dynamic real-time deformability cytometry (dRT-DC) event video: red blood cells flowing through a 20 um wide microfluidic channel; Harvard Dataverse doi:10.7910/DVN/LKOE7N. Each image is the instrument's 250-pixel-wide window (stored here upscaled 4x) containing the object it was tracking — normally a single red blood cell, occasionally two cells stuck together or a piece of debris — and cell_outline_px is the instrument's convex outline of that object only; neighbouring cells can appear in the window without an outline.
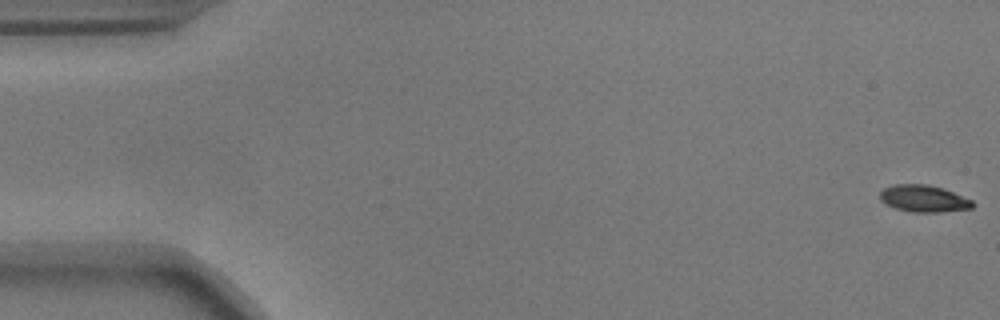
{"species": "common noctule bat (a hibernating species)", "species_latin": "Nyctalus noctula", "temperature_condition": "warm", "stored_images_in_passage": 6, "camera_frame_rate_fps": 3000, "um_per_image_px": 0.085, "animal": {"sex": "male", "body_mass_g": 17.9}, "frame": {"image": 1, "passage_image": 1, "time_ms": 0.0, "image_size_px": [1000, 320], "cell_outline_px": [[976, 204], [972, 208], [940, 212], [912, 212], [896, 208], [884, 204], [880, 200], [880, 192], [884, 188], [892, 184], [928, 184], [944, 188], [972, 200]], "centroid_in_image_um": [78.51, 16.87], "position_along_channel_um": 6.5, "area_um2": 14.68}}